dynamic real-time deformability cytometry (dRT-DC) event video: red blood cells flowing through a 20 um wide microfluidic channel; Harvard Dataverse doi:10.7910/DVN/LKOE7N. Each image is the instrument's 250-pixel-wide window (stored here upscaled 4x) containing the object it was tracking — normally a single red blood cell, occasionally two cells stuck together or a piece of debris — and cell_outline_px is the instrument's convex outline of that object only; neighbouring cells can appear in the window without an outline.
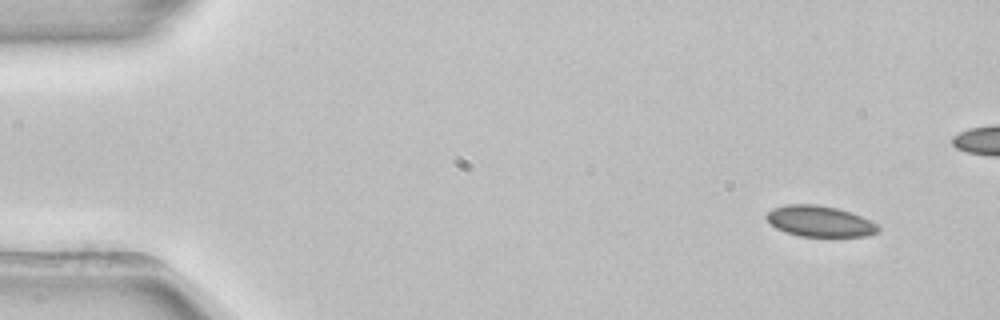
{"species": "common noctule bat (a hibernating species)", "species_latin": "Nyctalus noctula", "temperature_condition": "room temperature", "stored_images_in_passage": 50, "camera_frame_rate_fps": 3000, "um_per_image_px": 0.085, "animal": {"sex": "female", "body_mass_g": 22.7, "forearm_length_mm": 54.2}, "frame": {"image": 1, "passage_image": 1, "time_ms": 0.0, "image_size_px": [1000, 320], "cell_outline_px": [[880, 232], [868, 236], [800, 236], [776, 228], [764, 216], [772, 208], [788, 204], [816, 204], [836, 208], [860, 216], [876, 224], [880, 228]], "centroid_in_image_um": [69.67, 18.81], "position_along_channel_um": 15.3, "area_um2": 19.88}}
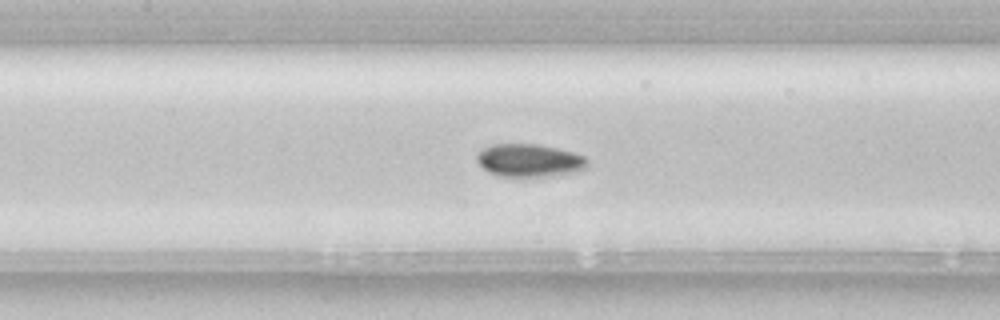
{"frame": {"image": 2, "passage_image": 21, "time_ms": 6.667, "image_size_px": [1000, 320], "cell_outline_px": [[588, 168], [576, 172], [548, 176], [500, 176], [488, 172], [476, 160], [476, 156], [484, 148], [492, 144], [540, 144], [572, 152], [584, 156], [588, 160]], "centroid_in_image_um": [45.02, 13.63], "position_along_channel_um": 162.4, "area_um2": 21.15}}
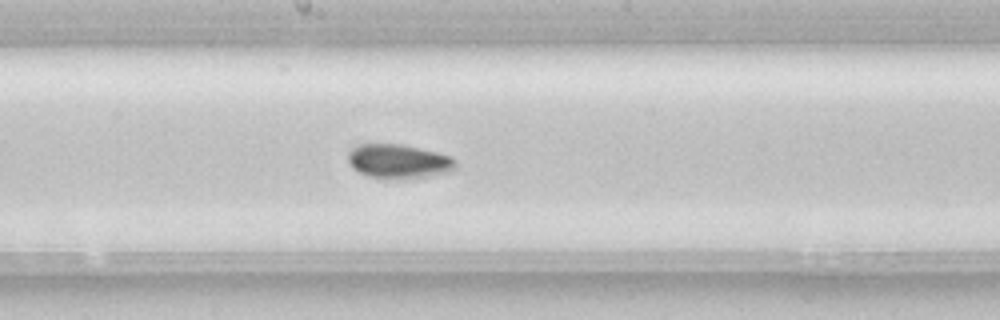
{"frame": {"image": 3, "passage_image": 25, "time_ms": 8.0, "image_size_px": [1000, 320], "cell_outline_px": [[456, 168], [448, 172], [412, 180], [384, 180], [368, 176], [352, 168], [348, 164], [348, 152], [352, 148], [360, 144], [400, 144], [436, 152], [452, 156], [456, 160]], "centroid_in_image_um": [33.88, 13.75], "position_along_channel_um": 214.3, "area_um2": 22.02}, "authors_computed_cell_mechanics": {"area_um2": 20.4612, "velocity_mm_per_s": 3.9087, "shape_relaxation_time_tau1_ms": 11.1795, "shape_relaxation_time_tau2_ms": null, "deformation_change_tau1": 0.1061, "deformation_change_tau2": null}}